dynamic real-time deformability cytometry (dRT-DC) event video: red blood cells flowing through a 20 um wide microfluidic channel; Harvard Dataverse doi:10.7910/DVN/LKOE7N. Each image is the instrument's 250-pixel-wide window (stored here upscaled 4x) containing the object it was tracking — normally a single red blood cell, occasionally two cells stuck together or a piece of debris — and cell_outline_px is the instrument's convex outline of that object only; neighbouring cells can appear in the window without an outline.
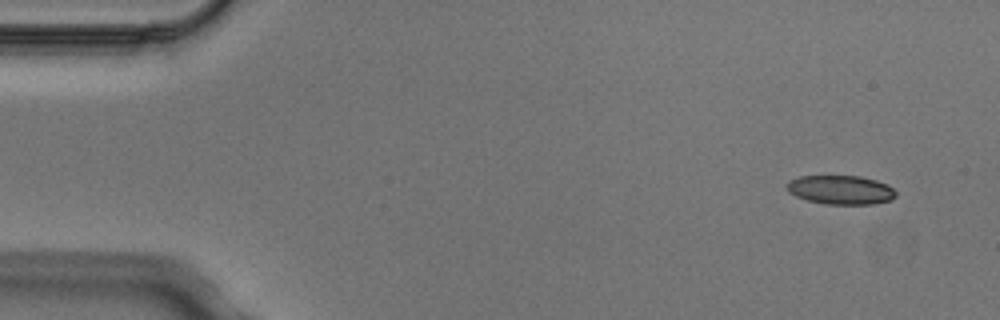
{"species": "Egyptian fruit bat (a non-hibernating species)", "species_latin": "Rousettus aegyptiacus", "temperature_condition": "cold", "stored_images_in_passage": 5, "segment_of_instrument_passage": [1, 2], "camera_frame_rate_fps": 3000, "um_per_image_px": 0.085, "animal": {"sex": "male"}, "frame": {"image": 1, "passage_image": 1, "time_ms": 0.0, "image_size_px": [1000, 320], "cell_outline_px": [[896, 196], [892, 200], [872, 204], [824, 204], [808, 200], [796, 196], [788, 192], [784, 184], [788, 180], [800, 176], [860, 176], [876, 180], [888, 184], [896, 192]], "centroid_in_image_um": [71.44, 16.13], "position_along_channel_um": 13.6, "area_um2": 18.61}}
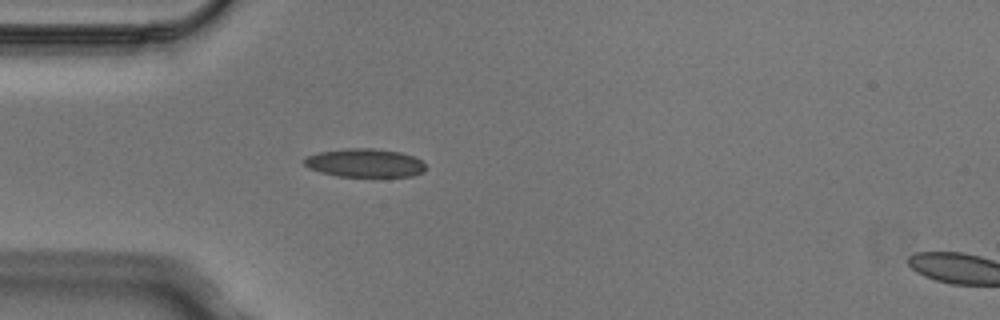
{"frame": {"image": 2, "passage_image": 4, "time_ms": 1.0, "image_size_px": [1000, 320], "cell_outline_px": [[424, 172], [412, 176], [336, 176], [320, 172], [308, 168], [304, 164], [304, 156], [320, 152], [344, 148], [372, 148], [400, 152], [412, 156], [420, 160], [424, 164]], "centroid_in_image_um": [30.96, 13.84], "position_along_channel_um": 54.0, "area_um2": 20.11}}